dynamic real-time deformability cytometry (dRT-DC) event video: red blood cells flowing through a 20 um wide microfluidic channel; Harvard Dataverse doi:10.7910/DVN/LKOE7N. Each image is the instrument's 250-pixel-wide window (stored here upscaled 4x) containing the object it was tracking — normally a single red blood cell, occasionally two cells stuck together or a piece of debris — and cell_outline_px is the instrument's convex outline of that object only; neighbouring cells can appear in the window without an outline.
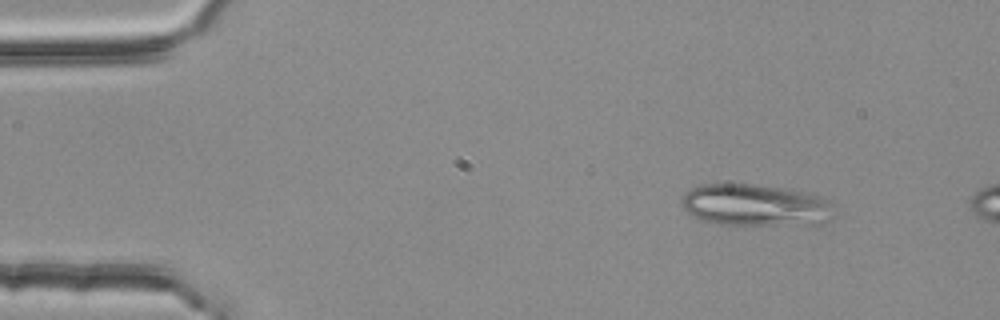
{"species": "common noctule bat (a hibernating species)", "species_latin": "Nyctalus noctula", "temperature_condition": "room temperature", "stored_images_in_passage": 4, "camera_frame_rate_fps": 3000, "um_per_image_px": 0.085, "animal": {"sex": "female", "body_mass_g": 25.1}, "frame": {"image": 1, "passage_image": 1, "time_ms": 0.0, "image_size_px": [1000, 320], "cell_outline_px": [[836, 216], [832, 220], [820, 224], [720, 224], [704, 220], [688, 212], [684, 208], [680, 200], [692, 188], [700, 184], [752, 184], [784, 188], [832, 200]], "centroid_in_image_um": [64.29, 17.44], "position_along_channel_um": 20.7, "area_um2": 36.99}}